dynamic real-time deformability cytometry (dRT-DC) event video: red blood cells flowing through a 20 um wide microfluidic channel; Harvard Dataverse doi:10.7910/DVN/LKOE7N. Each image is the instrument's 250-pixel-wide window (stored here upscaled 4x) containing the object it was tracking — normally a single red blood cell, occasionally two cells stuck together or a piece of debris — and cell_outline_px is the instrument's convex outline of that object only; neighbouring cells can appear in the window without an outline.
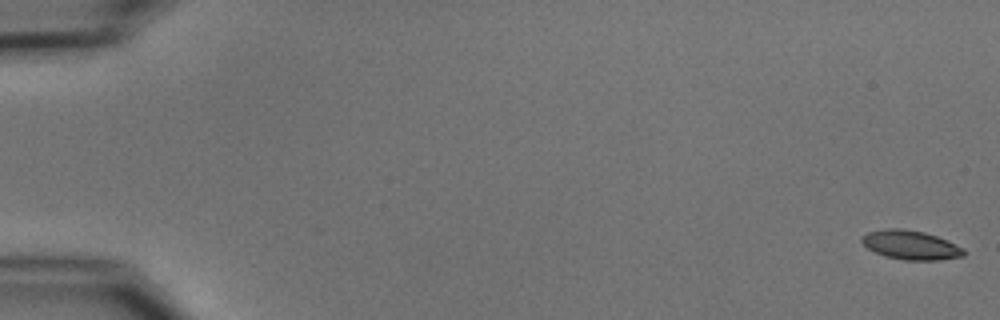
{"species": "common noctule bat (a hibernating species)", "species_latin": "Nyctalus noctula", "temperature_condition": "cold", "stored_images_in_passage": 2, "segment_of_instrument_passage": [2, 2], "camera_frame_rate_fps": 3000, "um_per_image_px": 0.085, "animal": {"sex": "male", "body_mass_g": 15.6}, "frame": {"image": 1, "passage_image": 2, "time_ms": 1.333, "image_size_px": [1000, 320], "cell_outline_px": [[964, 256], [940, 260], [904, 260], [884, 256], [868, 248], [860, 240], [860, 236], [868, 232], [888, 228], [904, 228], [924, 232], [936, 236], [964, 248]], "centroid_in_image_um": [77.39, 20.82], "position_along_channel_um": 7.6, "area_um2": 17.28}}